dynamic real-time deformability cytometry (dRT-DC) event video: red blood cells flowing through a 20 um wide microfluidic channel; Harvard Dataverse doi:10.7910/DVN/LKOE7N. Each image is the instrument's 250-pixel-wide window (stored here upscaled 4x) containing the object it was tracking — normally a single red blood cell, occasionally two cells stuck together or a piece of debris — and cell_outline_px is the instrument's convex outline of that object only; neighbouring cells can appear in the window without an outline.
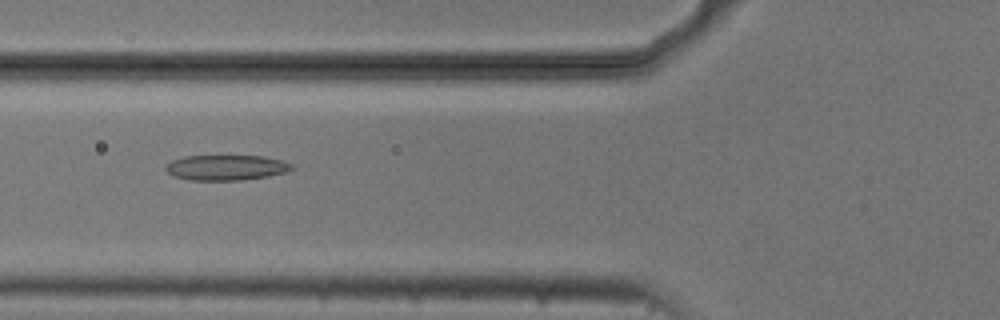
{"species": "common noctule bat (a hibernating species)", "species_latin": "Nyctalus noctula", "temperature_condition": "cold", "stored_images_in_passage": 9, "camera_frame_rate_fps": 3000, "um_per_image_px": 0.085, "animal": {"sex": "male", "body_mass_g": 20.5, "forearm_length_mm": 52.5}, "frame": {"image": 1, "passage_image": 4, "time_ms": 1.0, "image_size_px": [1000, 320], "cell_outline_px": [[296, 168], [288, 172], [268, 176], [240, 180], [192, 180], [176, 176], [168, 172], [164, 168], [172, 160], [184, 156], [264, 156], [280, 160], [292, 164]], "centroid_in_image_um": [19.27, 14.24], "position_along_channel_um": 106.5, "area_um2": 18.5}}
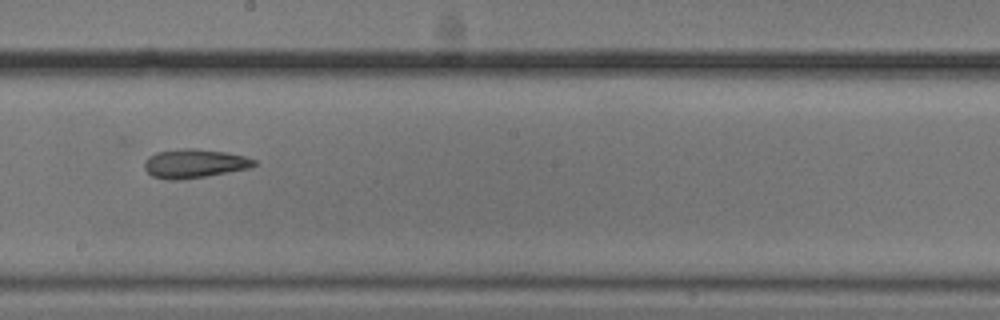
{"frame": {"image": 2, "passage_image": 7, "time_ms": 2.0, "image_size_px": [1000, 320], "cell_outline_px": [[256, 164], [248, 168], [184, 180], [168, 180], [152, 176], [144, 168], [144, 160], [148, 156], [156, 152], [184, 148], [192, 148], [224, 152], [244, 156], [256, 160]], "centroid_in_image_um": [16.46, 13.9], "position_along_channel_um": 231.7, "area_um2": 18.38}}
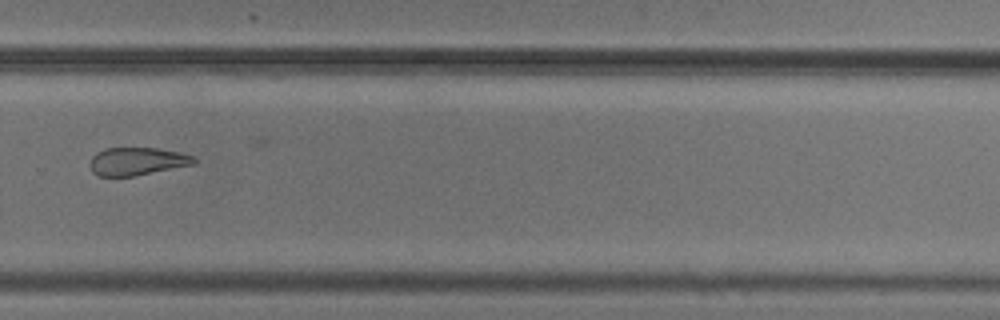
{"frame": {"image": 3, "passage_image": 9, "time_ms": 2.667, "image_size_px": [1000, 320], "cell_outline_px": [[200, 160], [196, 164], [136, 176], [96, 176], [92, 172], [88, 164], [92, 156], [96, 152], [104, 148], [156, 148], [180, 152], [192, 156]], "centroid_in_image_um": [11.65, 13.72], "position_along_channel_um": 318.1, "area_um2": 17.28}}